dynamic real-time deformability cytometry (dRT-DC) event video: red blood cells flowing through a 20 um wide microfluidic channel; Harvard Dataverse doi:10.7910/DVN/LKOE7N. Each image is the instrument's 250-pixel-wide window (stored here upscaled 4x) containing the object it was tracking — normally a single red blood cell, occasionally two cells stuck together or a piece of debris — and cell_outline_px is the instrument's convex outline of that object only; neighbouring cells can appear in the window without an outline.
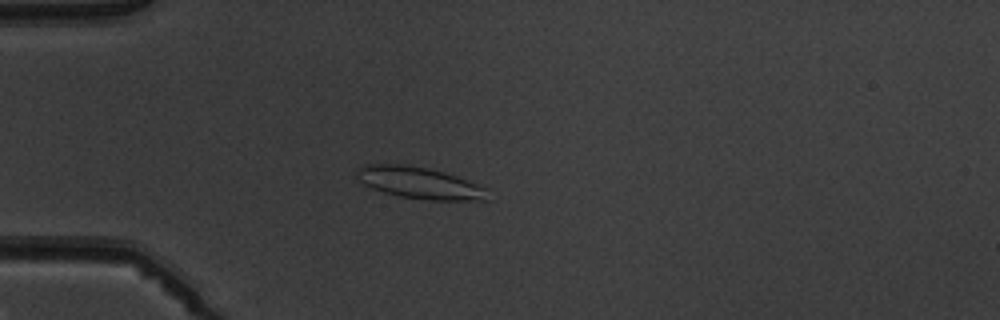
{"species": "common noctule bat (a hibernating species)", "species_latin": "Nyctalus noctula", "temperature_condition": "warm", "stored_images_in_passage": 8, "camera_frame_rate_fps": 3000, "um_per_image_px": 0.085, "animal": {"sex": "male", "body_mass_g": 19.5, "forearm_length_mm": 54.6}, "frame": {"image": 1, "passage_image": 6, "time_ms": 6.667, "image_size_px": [1000, 320], "cell_outline_px": [[488, 200], [428, 200], [400, 196], [384, 192], [372, 188], [364, 184], [356, 176], [356, 168], [364, 164], [400, 164], [428, 168], [444, 172], [456, 176], [488, 188]], "centroid_in_image_um": [35.66, 15.54], "position_along_channel_um": 49.3, "area_um2": 24.16}}